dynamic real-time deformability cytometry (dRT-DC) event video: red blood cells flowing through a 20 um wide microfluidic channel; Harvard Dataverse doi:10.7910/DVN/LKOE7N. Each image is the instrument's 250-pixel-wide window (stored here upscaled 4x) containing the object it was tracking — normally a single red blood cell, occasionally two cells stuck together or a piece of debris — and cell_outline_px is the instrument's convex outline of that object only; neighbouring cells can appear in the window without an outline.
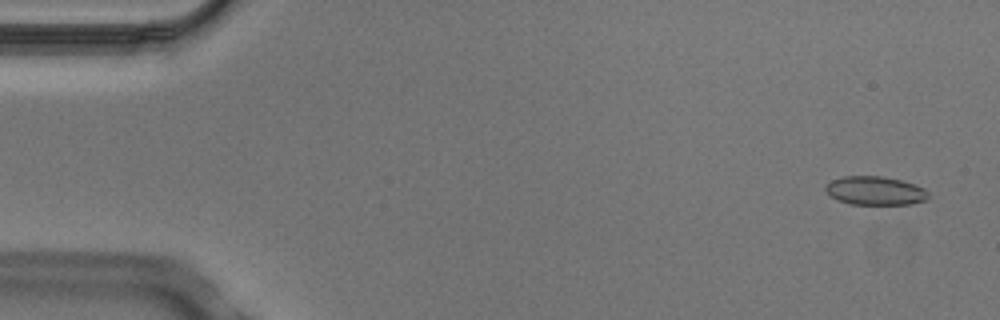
{"species": "Egyptian fruit bat (a non-hibernating species)", "species_latin": "Rousettus aegyptiacus", "temperature_condition": "cold", "stored_images_in_passage": 6, "camera_frame_rate_fps": 3000, "um_per_image_px": 0.085, "animal": {"sex": "male"}, "frame": {"image": 1, "passage_image": 1, "time_ms": 0.0, "image_size_px": [1000, 320], "cell_outline_px": [[928, 200], [912, 204], [848, 204], [836, 200], [824, 188], [832, 180], [844, 176], [880, 176], [900, 180], [924, 188], [928, 192]], "centroid_in_image_um": [74.4, 16.22], "position_along_channel_um": 10.6, "area_um2": 17.05}}
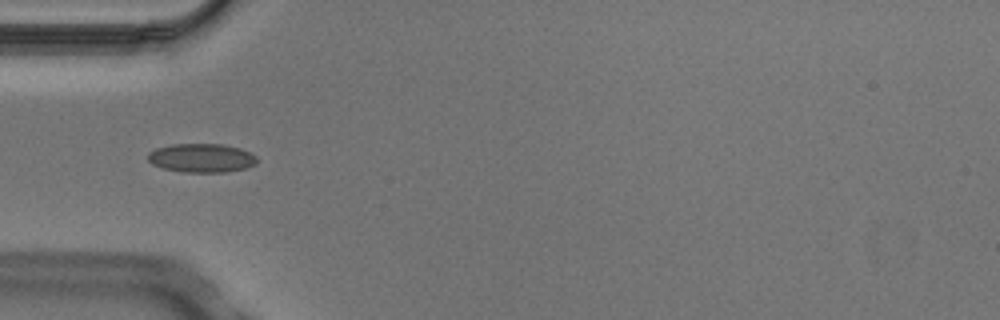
{"frame": {"image": 2, "passage_image": 5, "time_ms": 1.333, "image_size_px": [1000, 320], "cell_outline_px": [[256, 164], [244, 168], [224, 172], [184, 172], [164, 168], [152, 164], [148, 160], [148, 152], [156, 148], [172, 144], [224, 144], [240, 148], [256, 156]], "centroid_in_image_um": [17.11, 13.42], "position_along_channel_um": 67.9, "area_um2": 18.21}}